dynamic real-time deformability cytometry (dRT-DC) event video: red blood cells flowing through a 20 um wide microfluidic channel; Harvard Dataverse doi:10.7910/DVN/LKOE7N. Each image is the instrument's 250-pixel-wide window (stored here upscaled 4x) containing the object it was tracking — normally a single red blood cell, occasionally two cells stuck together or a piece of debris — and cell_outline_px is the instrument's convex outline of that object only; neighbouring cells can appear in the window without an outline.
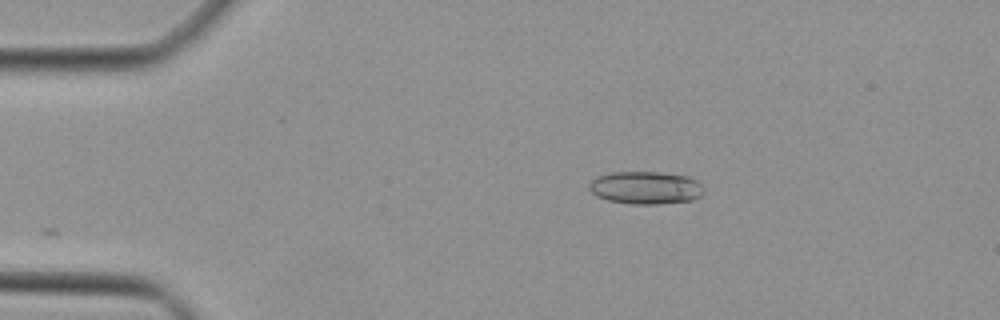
{"species": "Egyptian fruit bat (a non-hibernating species)", "species_latin": "Rousettus aegyptiacus", "temperature_condition": "cold", "stored_images_in_passage": 29, "camera_frame_rate_fps": 3000, "um_per_image_px": 0.085, "animal": {"sex": "female"}, "frame": {"image": 1, "passage_image": 1, "time_ms": 0.0, "image_size_px": [1000, 320], "cell_outline_px": [[704, 192], [700, 196], [692, 200], [660, 204], [628, 204], [608, 200], [596, 196], [588, 188], [588, 184], [596, 176], [612, 172], [656, 172], [688, 176], [696, 180], [704, 188]], "centroid_in_image_um": [54.86, 15.96], "position_along_channel_um": 30.1, "area_um2": 22.02}}
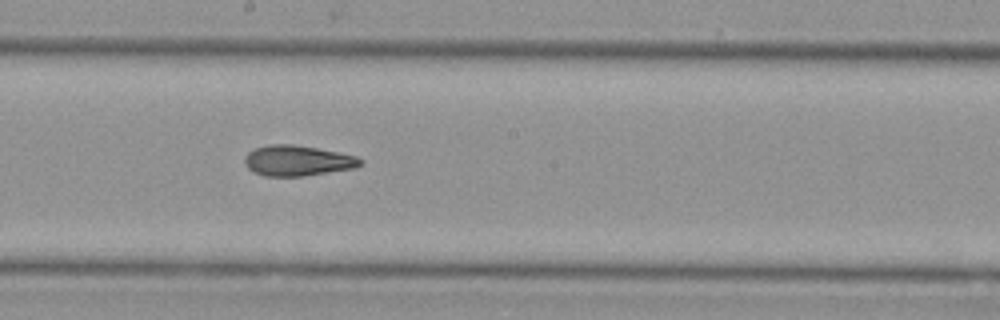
{"frame": {"image": 2, "passage_image": 18, "time_ms": 5.667, "image_size_px": [1000, 320], "cell_outline_px": [[364, 160], [356, 168], [304, 176], [264, 176], [252, 172], [244, 164], [244, 156], [248, 152], [256, 148], [268, 144], [292, 144], [340, 152], [356, 156]], "centroid_in_image_um": [25.27, 13.66], "position_along_channel_um": 222.9, "area_um2": 20.75}}
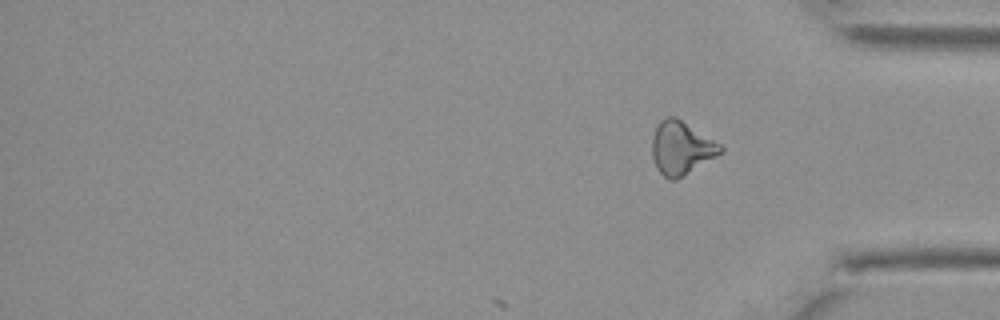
{"frame": {"image": 3, "passage_image": 29, "time_ms": 9.333, "image_size_px": [1000, 320], "cell_outline_px": [[724, 152], [676, 180], [668, 180], [656, 168], [652, 156], [652, 140], [656, 124], [660, 120], [668, 116], [676, 116], [724, 144]], "centroid_in_image_um": [57.94, 12.55], "position_along_channel_um": 377.3, "area_um2": 21.79}}